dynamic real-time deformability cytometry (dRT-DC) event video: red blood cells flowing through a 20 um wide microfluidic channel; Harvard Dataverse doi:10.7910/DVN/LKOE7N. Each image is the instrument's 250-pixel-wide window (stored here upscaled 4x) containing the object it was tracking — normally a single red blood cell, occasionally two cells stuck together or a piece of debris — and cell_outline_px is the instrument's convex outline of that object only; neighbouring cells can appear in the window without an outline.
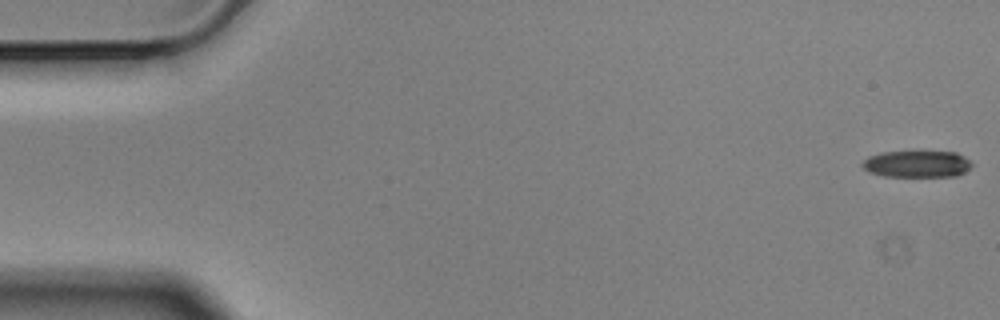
{"species": "Egyptian fruit bat (a non-hibernating species)", "species_latin": "Rousettus aegyptiacus", "temperature_condition": "cold", "stored_images_in_passage": 11, "camera_frame_rate_fps": 3000, "um_per_image_px": 0.085, "animal": {"sex": "male"}, "frame": {"image": 1, "passage_image": 1, "time_ms": 0.0, "image_size_px": [1000, 320], "cell_outline_px": [[972, 164], [964, 172], [956, 176], [884, 176], [868, 172], [860, 164], [868, 156], [880, 152], [920, 148], [956, 152], [964, 156]], "centroid_in_image_um": [77.91, 13.87], "position_along_channel_um": 7.1, "area_um2": 18.03}}
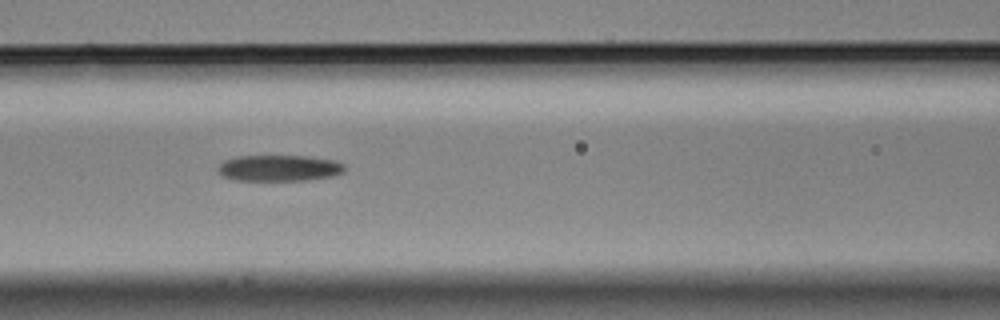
{"frame": {"image": 2, "passage_image": 7, "time_ms": 2.0, "image_size_px": [1000, 320], "cell_outline_px": [[344, 172], [332, 176], [308, 180], [232, 180], [220, 176], [216, 168], [224, 160], [240, 156], [308, 156], [336, 160], [344, 164]], "centroid_in_image_um": [23.71, 14.29], "position_along_channel_um": 142.9, "area_um2": 19.48}}
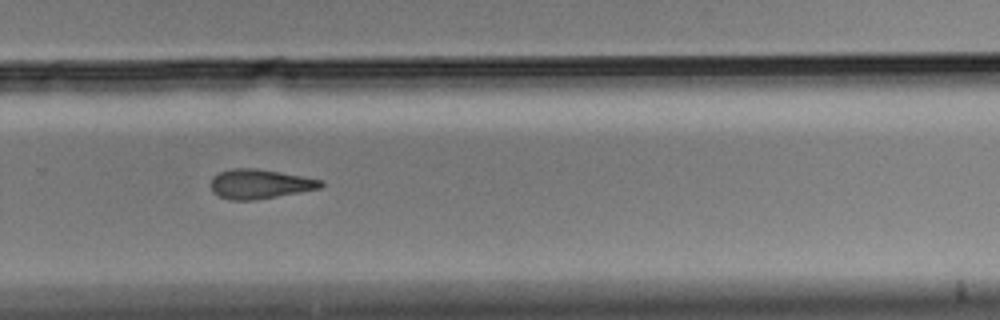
{"frame": {"image": 3, "passage_image": 11, "time_ms": 3.333, "image_size_px": [1000, 320], "cell_outline_px": [[324, 184], [320, 188], [300, 192], [256, 200], [228, 200], [212, 192], [212, 176], [220, 172], [232, 168], [256, 168], [280, 172], [324, 180]], "centroid_in_image_um": [22.09, 15.64], "position_along_channel_um": 307.7, "area_um2": 18.9}}